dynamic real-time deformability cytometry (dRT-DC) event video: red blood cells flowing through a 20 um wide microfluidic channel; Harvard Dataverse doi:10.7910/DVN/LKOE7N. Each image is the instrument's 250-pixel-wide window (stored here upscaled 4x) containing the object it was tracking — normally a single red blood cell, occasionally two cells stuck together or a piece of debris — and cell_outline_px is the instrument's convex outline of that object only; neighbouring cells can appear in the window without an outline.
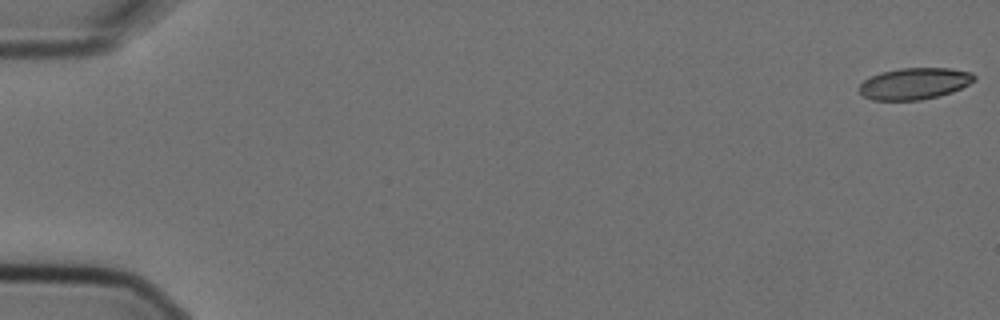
{"species": "Egyptian fruit bat (a non-hibernating species)", "species_latin": "Rousettus aegyptiacus", "temperature_condition": "cold", "stored_images_in_passage": 2, "camera_frame_rate_fps": 3000, "um_per_image_px": 0.085, "animal": {"sex": "female"}, "frame": {"image": 1, "passage_image": 2, "time_ms": 0.333, "image_size_px": [1000, 320], "cell_outline_px": [[976, 80], [952, 92], [920, 100], [872, 100], [864, 96], [860, 92], [860, 84], [868, 76], [880, 72], [900, 68], [948, 68], [972, 72], [976, 76]], "centroid_in_image_um": [77.72, 7.09], "position_along_channel_um": 7.3, "area_um2": 21.15}}